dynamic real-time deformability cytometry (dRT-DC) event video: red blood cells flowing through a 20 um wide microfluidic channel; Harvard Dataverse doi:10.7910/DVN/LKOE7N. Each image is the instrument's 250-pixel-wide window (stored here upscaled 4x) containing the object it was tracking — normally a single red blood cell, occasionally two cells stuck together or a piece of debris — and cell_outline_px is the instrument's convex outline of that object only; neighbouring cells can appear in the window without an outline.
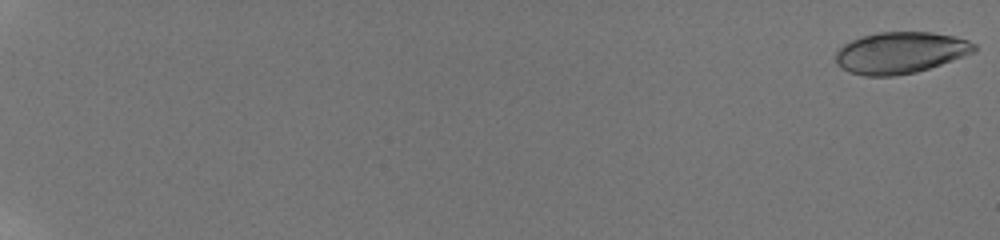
{"species": "human", "species_latin": "Homo sapiens", "temperature_condition": "room temperature", "stored_images_in_passage": 52, "camera_frame_rate_fps": 3000, "um_per_image_px": 0.085, "donor": {"sex": "male"}, "frame": {"image": 1, "passage_image": 1, "time_ms": 0.0, "image_size_px": [1000, 240], "cell_outline_px": [[976, 52], [916, 72], [896, 76], [864, 76], [848, 72], [836, 64], [836, 52], [844, 44], [852, 40], [864, 36], [880, 32], [932, 32], [952, 36], [968, 40], [976, 44]], "centroid_in_image_um": [76.53, 4.49], "position_along_channel_um": 8.5, "area_um2": 33.41}}
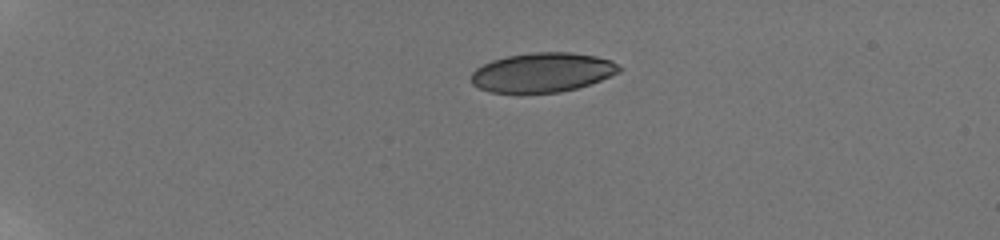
{"frame": {"image": 2, "passage_image": 37, "time_ms": 5.333, "image_size_px": [1000, 240], "cell_outline_px": [[624, 68], [620, 72], [600, 80], [576, 88], [560, 92], [520, 96], [488, 92], [472, 84], [472, 72], [476, 68], [492, 60], [508, 56], [532, 52], [568, 52], [596, 56], [612, 60]], "centroid_in_image_um": [46.08, 6.2], "position_along_channel_um": 38.9, "area_um2": 34.85}}